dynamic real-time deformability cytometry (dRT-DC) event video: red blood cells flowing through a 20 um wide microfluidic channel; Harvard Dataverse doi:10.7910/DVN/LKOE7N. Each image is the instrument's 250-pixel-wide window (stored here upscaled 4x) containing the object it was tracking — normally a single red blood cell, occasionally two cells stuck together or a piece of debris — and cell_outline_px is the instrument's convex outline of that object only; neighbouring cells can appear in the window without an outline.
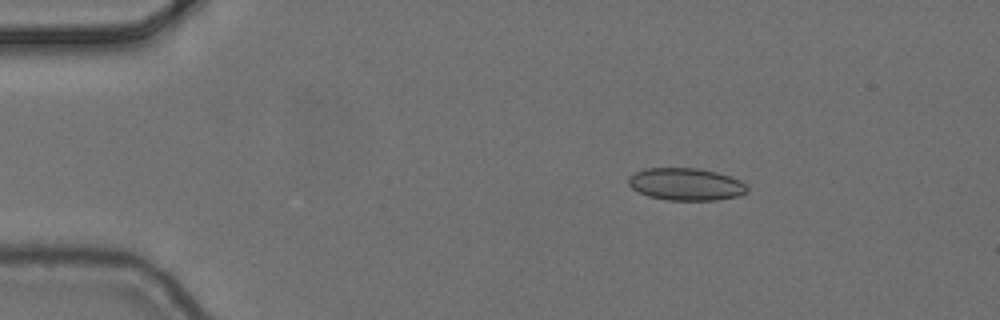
{"species": "common noctule bat (a hibernating species)", "species_latin": "Nyctalus noctula", "temperature_condition": "cold", "stored_images_in_passage": 4, "camera_frame_rate_fps": 3000, "um_per_image_px": 0.085, "animal": {"sex": "female", "body_mass_g": 24.6, "forearm_length_mm": 56.2}, "frame": {"image": 1, "passage_image": 2, "time_ms": 0.333, "image_size_px": [1000, 320], "cell_outline_px": [[748, 192], [736, 196], [716, 200], [668, 200], [648, 196], [632, 188], [628, 184], [628, 176], [636, 172], [648, 168], [696, 168], [716, 172], [740, 180], [748, 188]], "centroid_in_image_um": [58.29, 15.66], "position_along_channel_um": 26.7, "area_um2": 22.2}}